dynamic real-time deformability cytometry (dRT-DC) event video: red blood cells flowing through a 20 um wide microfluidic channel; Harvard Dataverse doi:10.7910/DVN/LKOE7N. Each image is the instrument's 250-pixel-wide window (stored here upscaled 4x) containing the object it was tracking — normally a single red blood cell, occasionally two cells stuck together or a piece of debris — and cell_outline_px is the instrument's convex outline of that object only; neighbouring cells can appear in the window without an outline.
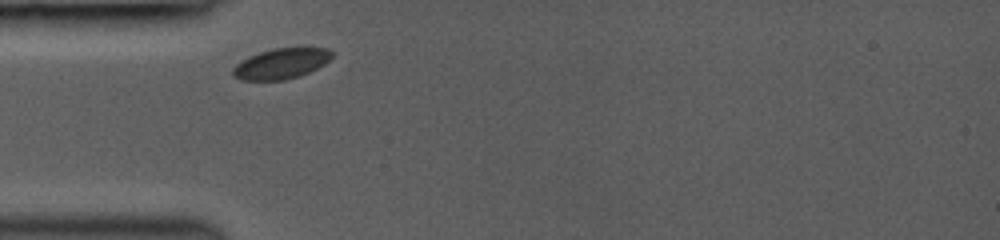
{"species": "common noctule bat (a hibernating species)", "species_latin": "Nyctalus noctula", "temperature_condition": "room temperature", "stored_images_in_passage": 4, "camera_frame_rate_fps": 3000, "um_per_image_px": 0.085, "animal": {"sex": "female", "body_mass_g": 19.0, "forearm_length_mm": 53.3}, "frame": {"image": 1, "passage_image": 1, "time_ms": 0.0, "image_size_px": [1000, 240], "cell_outline_px": [[332, 56], [324, 64], [300, 76], [284, 80], [240, 80], [232, 76], [232, 68], [240, 60], [248, 56], [272, 48], [328, 48], [332, 52]], "centroid_in_image_um": [23.84, 5.41], "position_along_channel_um": 61.2, "area_um2": 17.63}}
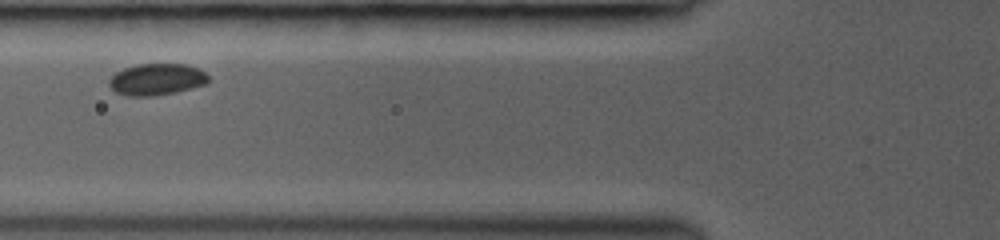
{"frame": {"image": 2, "passage_image": 3, "time_ms": 1.333, "image_size_px": [1000, 240], "cell_outline_px": [[212, 80], [208, 84], [176, 92], [152, 96], [128, 96], [116, 92], [108, 84], [108, 80], [116, 72], [124, 68], [136, 64], [188, 64], [200, 68]], "centroid_in_image_um": [13.36, 6.74], "position_along_channel_um": 112.4, "area_um2": 18.55}}